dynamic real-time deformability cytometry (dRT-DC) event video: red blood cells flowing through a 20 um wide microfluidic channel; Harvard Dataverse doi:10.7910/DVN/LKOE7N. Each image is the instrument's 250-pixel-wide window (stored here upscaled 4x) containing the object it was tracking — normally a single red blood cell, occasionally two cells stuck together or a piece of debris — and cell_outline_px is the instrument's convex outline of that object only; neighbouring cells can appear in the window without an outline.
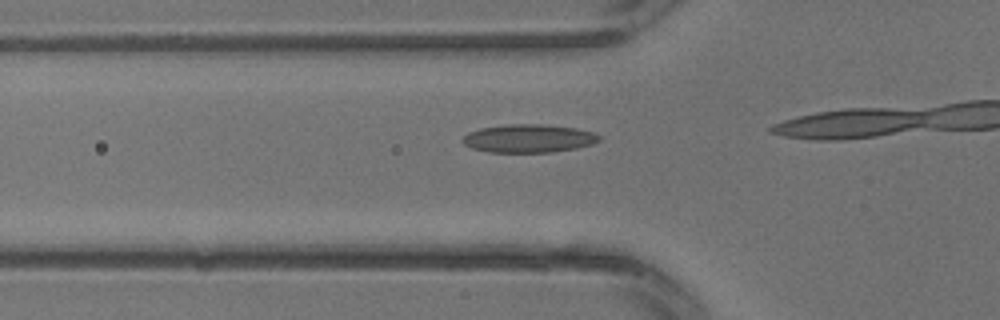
{"species": "common noctule bat (a hibernating species)", "species_latin": "Nyctalus noctula", "temperature_condition": "warm", "stored_images_in_passage": 11, "camera_frame_rate_fps": 3000, "um_per_image_px": 0.085, "animal": {"sex": "male", "body_mass_g": 13.3}, "frame": {"image": 1, "passage_image": 8, "time_ms": 2.333, "image_size_px": [1000, 320], "cell_outline_px": [[600, 140], [592, 144], [576, 148], [552, 152], [488, 152], [472, 148], [464, 144], [460, 140], [468, 132], [480, 128], [508, 124], [540, 124], [576, 128], [592, 132], [600, 136]], "centroid_in_image_um": [44.91, 11.76], "position_along_channel_um": 80.9, "area_um2": 22.43}}
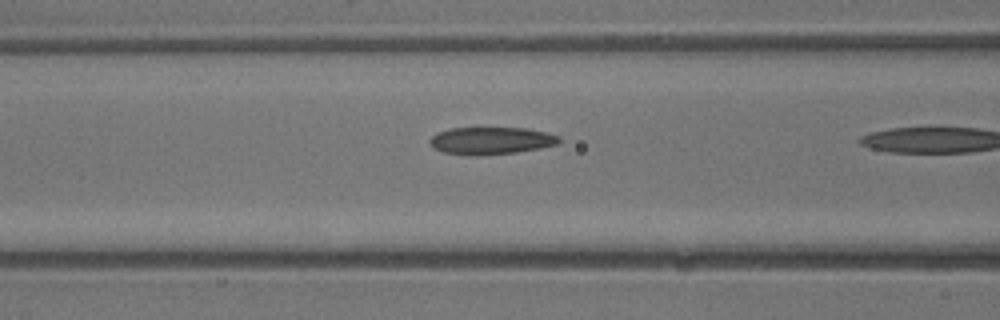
{"frame": {"image": 2, "passage_image": 10, "time_ms": 3.0, "image_size_px": [1000, 320], "cell_outline_px": [[564, 140], [560, 144], [540, 148], [516, 152], [476, 156], [472, 156], [444, 152], [432, 148], [428, 140], [436, 132], [448, 128], [528, 128], [548, 132], [560, 136]], "centroid_in_image_um": [41.77, 11.95], "position_along_channel_um": 124.8, "area_um2": 21.04}}